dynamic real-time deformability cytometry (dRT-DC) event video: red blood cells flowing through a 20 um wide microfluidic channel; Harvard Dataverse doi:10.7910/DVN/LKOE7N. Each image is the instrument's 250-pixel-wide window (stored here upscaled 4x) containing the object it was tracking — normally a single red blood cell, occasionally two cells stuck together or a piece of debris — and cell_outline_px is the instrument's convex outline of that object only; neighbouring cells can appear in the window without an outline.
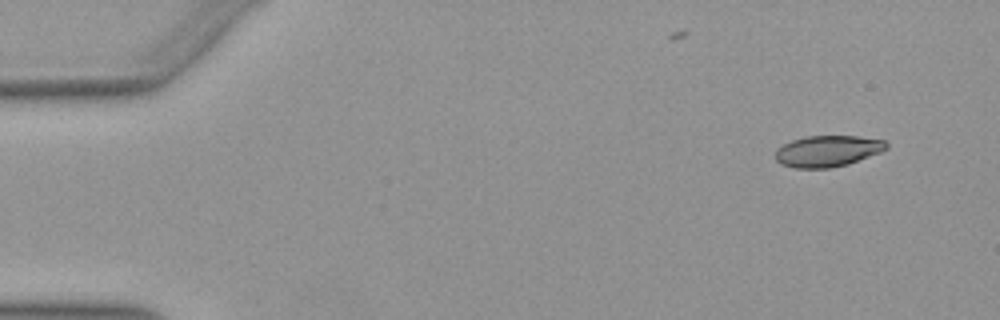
{"species": "Egyptian fruit bat (a non-hibernating species)", "species_latin": "Rousettus aegyptiacus", "temperature_condition": "warm", "stored_images_in_passage": 12, "camera_frame_rate_fps": 3000, "um_per_image_px": 0.085, "animal": {"sex": "female"}, "frame": {"image": 1, "passage_image": 1, "time_ms": 0.0, "image_size_px": [1000, 320], "cell_outline_px": [[888, 148], [880, 152], [848, 164], [828, 168], [792, 168], [780, 164], [776, 160], [776, 148], [792, 140], [808, 136], [856, 136], [884, 140], [888, 144]], "centroid_in_image_um": [70.33, 12.84], "position_along_channel_um": 14.7, "area_um2": 20.17}}